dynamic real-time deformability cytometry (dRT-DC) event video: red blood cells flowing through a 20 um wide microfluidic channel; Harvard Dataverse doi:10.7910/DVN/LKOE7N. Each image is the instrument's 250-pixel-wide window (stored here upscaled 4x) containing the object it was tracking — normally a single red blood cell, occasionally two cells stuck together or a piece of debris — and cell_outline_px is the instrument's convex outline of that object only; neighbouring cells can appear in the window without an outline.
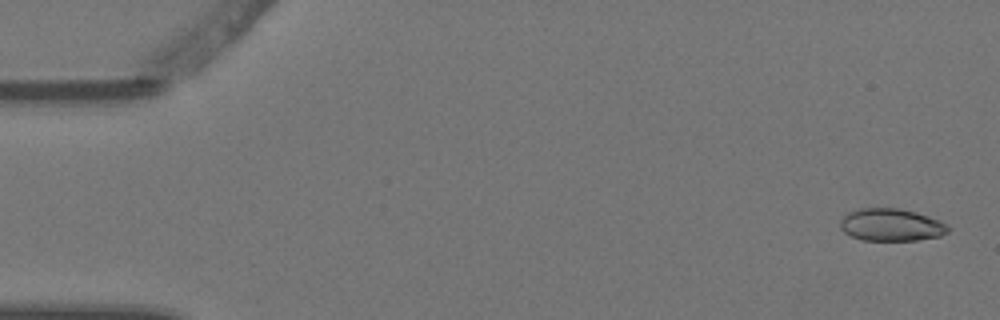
{"species": "Egyptian fruit bat (a non-hibernating species)", "species_latin": "Rousettus aegyptiacus", "temperature_condition": "warm", "stored_images_in_passage": 8, "camera_frame_rate_fps": 3000, "um_per_image_px": 0.085, "animal": {"sex": "female"}, "frame": {"image": 1, "passage_image": 1, "time_ms": 0.0, "image_size_px": [1000, 320], "cell_outline_px": [[952, 228], [948, 232], [940, 236], [916, 240], [860, 240], [844, 232], [840, 228], [840, 220], [848, 212], [860, 208], [900, 208], [916, 212], [940, 220], [948, 224]], "centroid_in_image_um": [75.77, 19.11], "position_along_channel_um": 9.2, "area_um2": 20.58}}
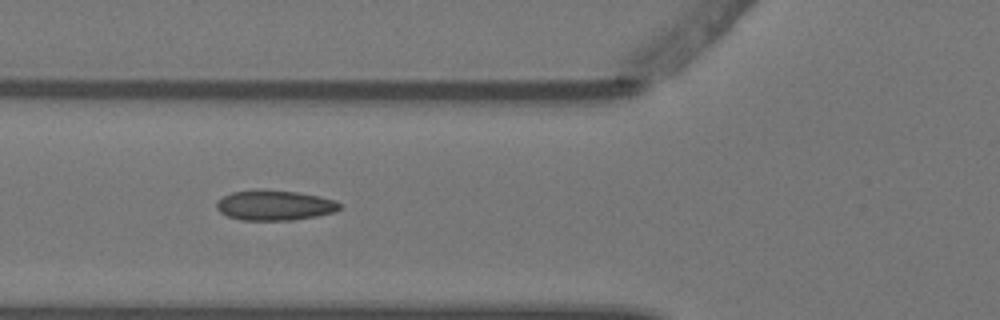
{"frame": {"image": 2, "passage_image": 6, "time_ms": 1.667, "image_size_px": [1000, 320], "cell_outline_px": [[340, 208], [336, 212], [316, 216], [292, 220], [240, 220], [228, 216], [220, 212], [216, 208], [216, 200], [232, 192], [264, 188], [296, 192], [320, 196], [336, 200], [340, 204]], "centroid_in_image_um": [23.33, 17.43], "position_along_channel_um": 102.5, "area_um2": 21.91}}
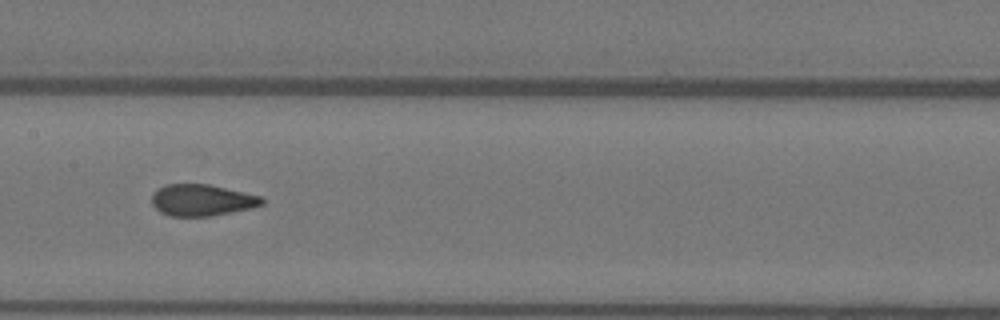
{"frame": {"image": 3, "passage_image": 8, "time_ms": 2.333, "image_size_px": [1000, 320], "cell_outline_px": [[264, 204], [252, 208], [212, 216], [168, 216], [160, 212], [152, 204], [152, 192], [156, 188], [164, 184], [208, 184], [260, 196], [264, 200]], "centroid_in_image_um": [17.12, 17.01], "position_along_channel_um": 190.3, "area_um2": 20.35}}